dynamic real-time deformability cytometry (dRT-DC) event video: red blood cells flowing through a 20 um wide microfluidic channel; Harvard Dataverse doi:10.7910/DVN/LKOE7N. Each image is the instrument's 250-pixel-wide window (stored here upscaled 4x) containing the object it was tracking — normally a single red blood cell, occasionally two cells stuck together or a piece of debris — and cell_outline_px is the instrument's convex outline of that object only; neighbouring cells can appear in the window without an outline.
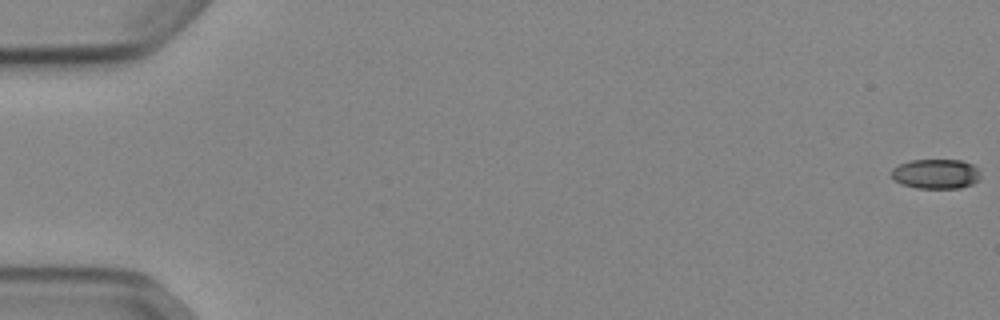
{"species": "Egyptian fruit bat (a non-hibernating species)", "species_latin": "Rousettus aegyptiacus", "temperature_condition": "cold", "stored_images_in_passage": 54, "camera_frame_rate_fps": 3000, "um_per_image_px": 0.085, "animal": {"sex": "female"}, "frame": {"image": 1, "passage_image": 1, "time_ms": 0.0, "image_size_px": [1000, 320], "cell_outline_px": [[980, 180], [972, 184], [960, 188], [916, 188], [900, 184], [892, 180], [892, 168], [900, 164], [912, 160], [960, 160], [972, 164], [980, 168]], "centroid_in_image_um": [79.57, 14.79], "position_along_channel_um": 5.4, "area_um2": 15.66}}
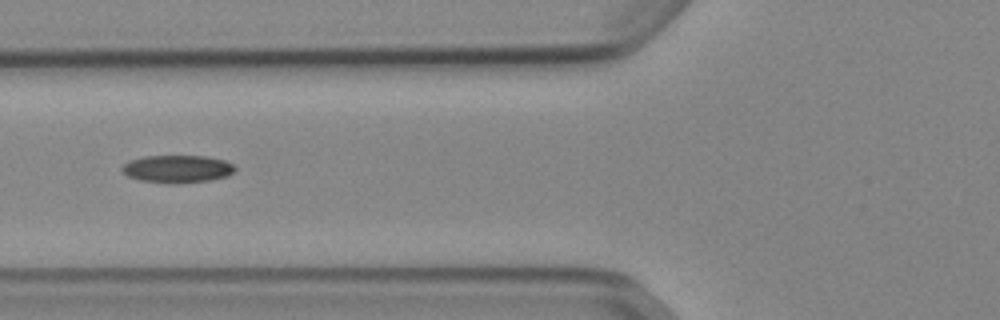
{"frame": {"image": 2, "passage_image": 22, "time_ms": 7.0, "image_size_px": [1000, 320], "cell_outline_px": [[236, 168], [228, 176], [212, 180], [176, 184], [172, 184], [140, 180], [128, 176], [120, 168], [128, 160], [144, 156], [204, 156], [224, 160], [232, 164]], "centroid_in_image_um": [15.06, 14.36], "position_along_channel_um": 110.7, "area_um2": 18.26}}
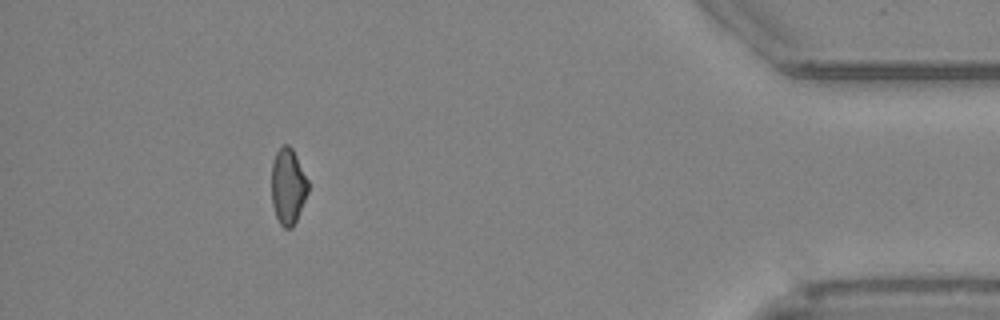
{"frame": {"image": 3, "passage_image": 49, "time_ms": 16.0, "image_size_px": [1000, 320], "cell_outline_px": [[308, 192], [296, 220], [292, 228], [284, 228], [280, 224], [276, 216], [272, 204], [272, 160], [276, 152], [284, 144], [288, 144], [292, 148], [308, 180]], "centroid_in_image_um": [24.47, 15.83], "position_along_channel_um": 410.7, "area_um2": 16.07}}